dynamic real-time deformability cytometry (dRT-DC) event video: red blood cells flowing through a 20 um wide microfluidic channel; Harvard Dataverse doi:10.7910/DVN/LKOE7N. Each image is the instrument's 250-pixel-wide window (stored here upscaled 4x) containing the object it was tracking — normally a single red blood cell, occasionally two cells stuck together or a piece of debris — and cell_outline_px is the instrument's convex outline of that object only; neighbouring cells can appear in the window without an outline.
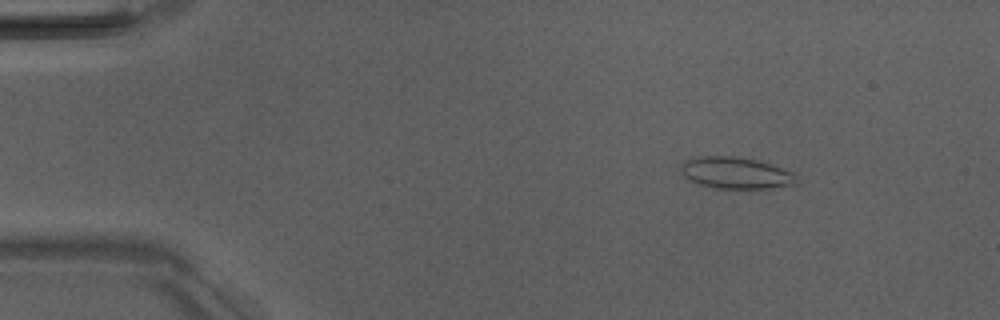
{"species": "Egyptian fruit bat (a non-hibernating species)", "species_latin": "Rousettus aegyptiacus", "temperature_condition": "room temperature", "stored_images_in_passage": 7, "camera_frame_rate_fps": 3000, "um_per_image_px": 0.085, "animal": {"sex": "male"}, "frame": {"image": 1, "passage_image": 2, "time_ms": 1.333, "image_size_px": [1000, 320], "cell_outline_px": [[792, 184], [768, 188], [716, 188], [700, 184], [688, 180], [680, 172], [680, 164], [696, 156], [732, 156], [756, 160], [792, 172]], "centroid_in_image_um": [62.4, 14.69], "position_along_channel_um": 22.6, "area_um2": 20.69}}
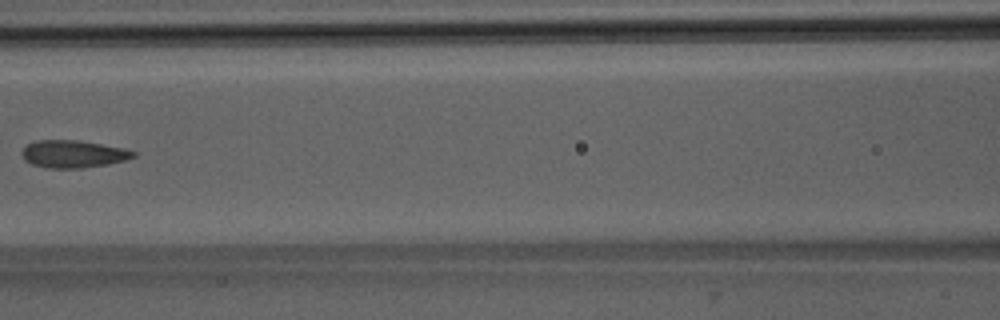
{"frame": {"image": 2, "passage_image": 6, "time_ms": 7.0, "image_size_px": [1000, 320], "cell_outline_px": [[136, 156], [124, 160], [108, 164], [84, 168], [48, 168], [32, 164], [24, 160], [20, 152], [28, 144], [36, 140], [80, 140], [124, 148], [136, 152]], "centroid_in_image_um": [6.21, 13.09], "position_along_channel_um": 160.4, "area_um2": 17.92}}